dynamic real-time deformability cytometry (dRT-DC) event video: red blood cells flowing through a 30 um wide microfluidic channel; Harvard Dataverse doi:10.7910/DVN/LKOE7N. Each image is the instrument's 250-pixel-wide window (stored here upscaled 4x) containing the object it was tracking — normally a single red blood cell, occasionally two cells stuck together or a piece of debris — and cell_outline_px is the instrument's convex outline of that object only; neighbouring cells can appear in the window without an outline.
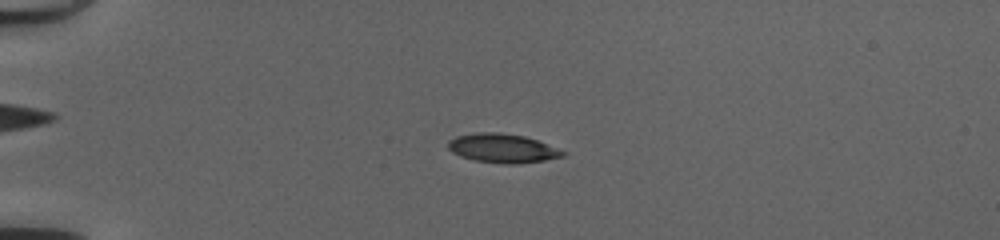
{"species": "common noctule bat (a hibernating species)", "species_latin": "Nyctalus noctula", "temperature_condition": "cold", "stored_images_in_passage": 51, "camera_frame_rate_fps": 3000, "um_per_image_px": 0.085, "animal": {"sex": "female", "body_mass_g": 20.0, "forearm_length_mm": 54.0}, "frame": {"image": 1, "passage_image": 14, "time_ms": 4.333, "image_size_px": [1000, 240], "cell_outline_px": [[568, 152], [564, 156], [544, 160], [520, 164], [504, 164], [472, 160], [460, 156], [452, 152], [448, 148], [448, 140], [456, 136], [480, 132], [496, 132], [524, 136], [536, 140]], "centroid_in_image_um": [42.7, 12.61], "position_along_channel_um": 42.3, "area_um2": 19.42}}
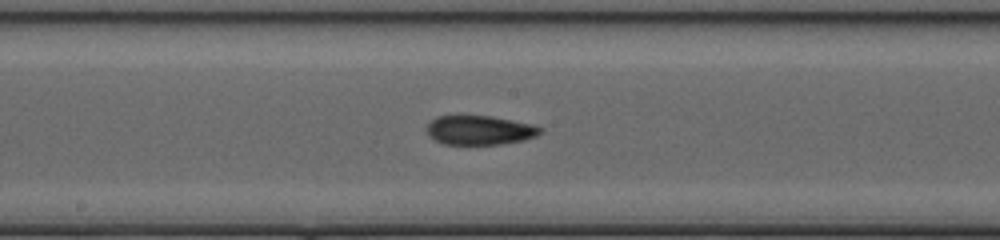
{"frame": {"image": 2, "passage_image": 29, "time_ms": 9.333, "image_size_px": [1000, 240], "cell_outline_px": [[544, 128], [536, 136], [524, 140], [500, 144], [444, 144], [428, 136], [424, 128], [436, 116], [492, 116], [532, 124]], "centroid_in_image_um": [40.75, 11.06], "position_along_channel_um": 207.5, "area_um2": 19.36}}
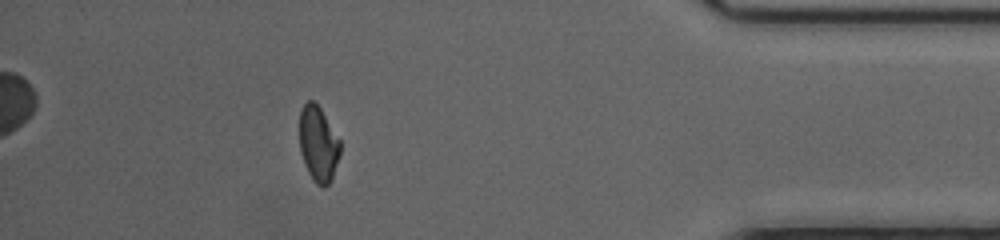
{"frame": {"image": 3, "passage_image": 46, "time_ms": 15.0, "image_size_px": [1000, 240], "cell_outline_px": [[340, 156], [332, 180], [324, 188], [320, 188], [312, 180], [304, 164], [300, 152], [300, 108], [308, 100], [312, 100], [320, 108], [340, 140]], "centroid_in_image_um": [27.06, 12.28], "position_along_channel_um": 408.1, "area_um2": 18.09}, "authors_computed_cell_mechanics": {"area_um2": 18.9584, "velocity_mm_per_s": 4.2038, "shape_relaxation_time_tau1_ms": null, "shape_relaxation_time_tau2_ms": 1.9776, "deformation_change_tau1": null, "deformation_change_tau2": 0.0901}}